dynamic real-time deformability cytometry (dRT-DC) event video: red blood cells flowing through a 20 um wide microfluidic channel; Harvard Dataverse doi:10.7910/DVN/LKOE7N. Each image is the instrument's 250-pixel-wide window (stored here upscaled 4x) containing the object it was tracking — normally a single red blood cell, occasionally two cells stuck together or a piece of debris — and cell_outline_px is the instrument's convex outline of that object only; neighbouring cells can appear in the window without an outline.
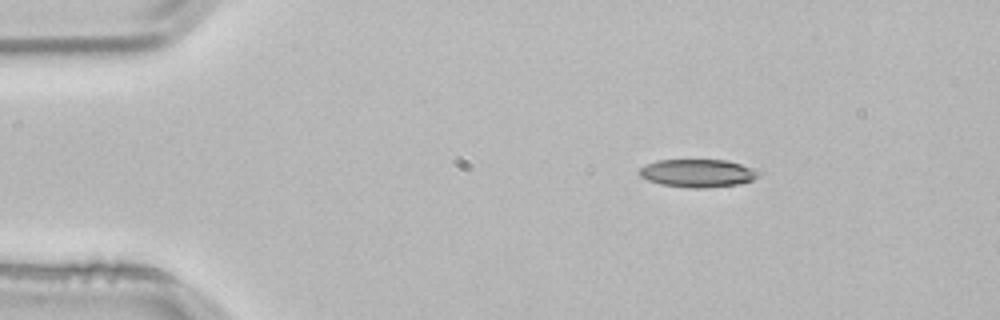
{"species": "common noctule bat (a hibernating species)", "species_latin": "Nyctalus noctula", "temperature_condition": "room temperature", "stored_images_in_passage": 2, "camera_frame_rate_fps": 3000, "um_per_image_px": 0.085, "animal": {"sex": "male", "body_mass_g": 21.5, "forearm_length_mm": 52.0}, "frame": {"image": 1, "passage_image": 1, "time_ms": 0.0, "image_size_px": [1000, 320], "cell_outline_px": [[760, 172], [752, 180], [736, 184], [708, 188], [688, 188], [660, 184], [648, 180], [640, 176], [640, 168], [656, 160], [728, 160], [752, 168]], "centroid_in_image_um": [59.28, 14.72], "position_along_channel_um": 25.7, "area_um2": 19.25}}